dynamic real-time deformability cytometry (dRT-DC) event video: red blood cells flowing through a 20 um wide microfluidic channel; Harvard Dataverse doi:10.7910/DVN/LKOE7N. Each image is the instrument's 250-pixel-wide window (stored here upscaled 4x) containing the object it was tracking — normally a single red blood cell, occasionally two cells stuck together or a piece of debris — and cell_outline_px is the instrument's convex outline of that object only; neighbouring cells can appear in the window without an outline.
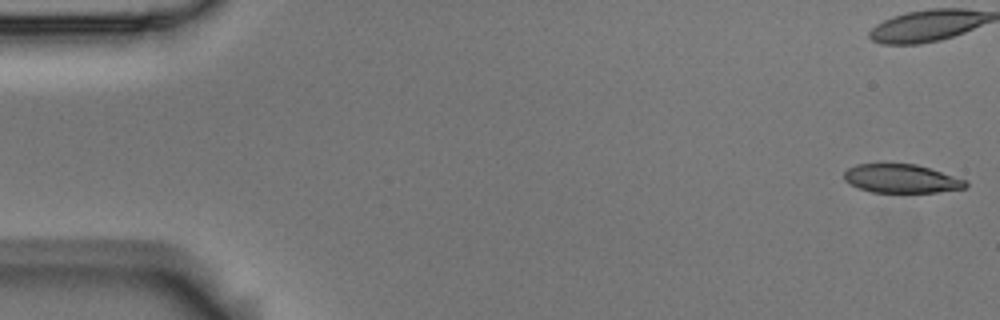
{"species": "Egyptian fruit bat (a non-hibernating species)", "species_latin": "Rousettus aegyptiacus", "temperature_condition": "room temperature", "stored_images_in_passage": 16, "camera_frame_rate_fps": 3000, "um_per_image_px": 0.085, "animal": {"sex": "male"}, "frame": {"image": 1, "passage_image": 1, "time_ms": 0.0, "image_size_px": [1000, 320], "cell_outline_px": [[968, 184], [964, 188], [936, 192], [872, 192], [860, 188], [844, 180], [844, 172], [848, 168], [856, 164], [916, 164], [968, 180]], "centroid_in_image_um": [76.63, 15.18], "position_along_channel_um": 8.4, "area_um2": 20.11}}